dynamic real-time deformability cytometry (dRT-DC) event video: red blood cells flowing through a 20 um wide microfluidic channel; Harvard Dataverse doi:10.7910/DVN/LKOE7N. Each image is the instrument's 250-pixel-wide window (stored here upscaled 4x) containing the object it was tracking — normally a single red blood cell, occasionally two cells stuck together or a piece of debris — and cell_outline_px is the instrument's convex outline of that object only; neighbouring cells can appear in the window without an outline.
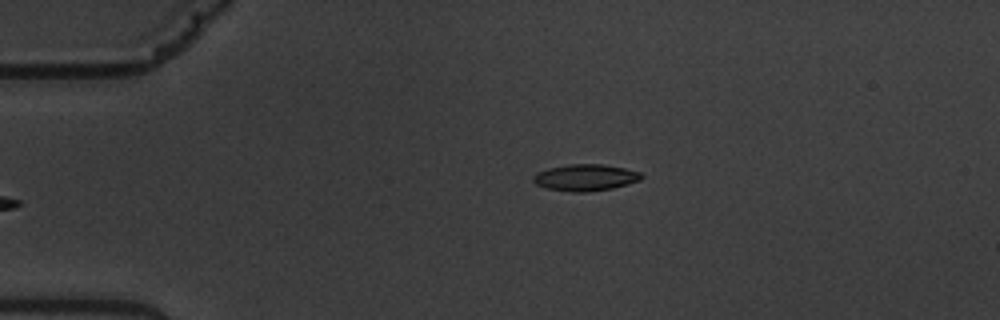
{"species": "common noctule bat (a hibernating species)", "species_latin": "Nyctalus noctula", "temperature_condition": "warm", "stored_images_in_passage": 6, "camera_frame_rate_fps": 3000, "um_per_image_px": 0.085, "animal": {"sex": "male", "body_mass_g": 19.5, "forearm_length_mm": 54.6}, "frame": {"image": 1, "passage_image": 6, "time_ms": 5.667, "image_size_px": [1000, 320], "cell_outline_px": [[644, 176], [640, 180], [628, 184], [612, 188], [588, 192], [568, 192], [544, 188], [536, 184], [532, 180], [532, 176], [536, 172], [548, 168], [568, 164], [604, 164], [624, 168], [640, 172]], "centroid_in_image_um": [49.72, 15.09], "position_along_channel_um": 35.3, "area_um2": 16.99}}